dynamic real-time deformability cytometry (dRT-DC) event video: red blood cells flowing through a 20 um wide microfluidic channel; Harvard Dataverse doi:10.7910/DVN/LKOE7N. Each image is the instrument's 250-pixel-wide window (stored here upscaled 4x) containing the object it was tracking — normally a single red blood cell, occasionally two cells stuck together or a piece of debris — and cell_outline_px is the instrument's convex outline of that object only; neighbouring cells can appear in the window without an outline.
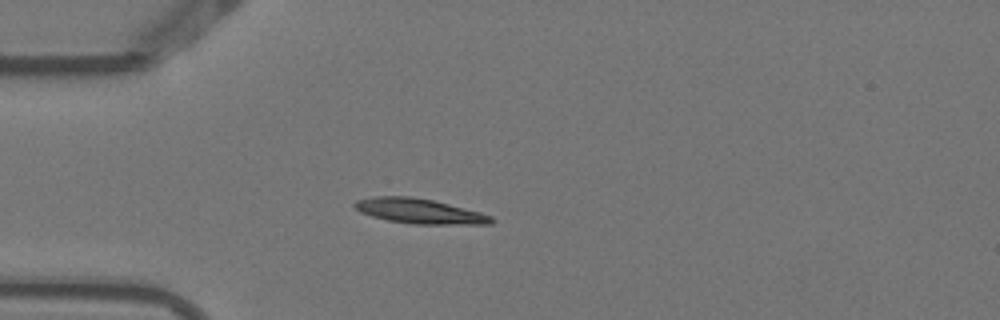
{"species": "Egyptian fruit bat (a non-hibernating species)", "species_latin": "Rousettus aegyptiacus", "temperature_condition": "warm", "stored_images_in_passage": 5, "camera_frame_rate_fps": 3000, "um_per_image_px": 0.085, "animal": {"sex": "female"}, "frame": {"image": 1, "passage_image": 5, "time_ms": 1.333, "image_size_px": [1000, 320], "cell_outline_px": [[496, 220], [492, 224], [412, 224], [388, 220], [372, 216], [360, 212], [352, 204], [356, 200], [376, 196], [412, 196], [432, 200], [480, 212], [492, 216]], "centroid_in_image_um": [35.66, 17.94], "position_along_channel_um": 49.3, "area_um2": 19.83}}